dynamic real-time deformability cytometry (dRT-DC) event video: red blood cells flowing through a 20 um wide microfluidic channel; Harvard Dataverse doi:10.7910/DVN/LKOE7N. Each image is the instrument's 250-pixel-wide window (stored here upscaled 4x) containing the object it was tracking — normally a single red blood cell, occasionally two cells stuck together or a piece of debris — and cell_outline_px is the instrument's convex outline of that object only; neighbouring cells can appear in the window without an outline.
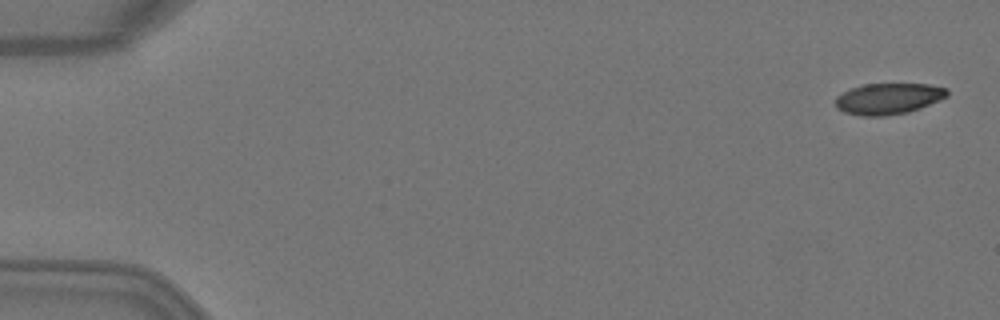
{"species": "Egyptian fruit bat (a non-hibernating species)", "species_latin": "Rousettus aegyptiacus", "temperature_condition": "warm", "stored_images_in_passage": 4, "camera_frame_rate_fps": 3000, "um_per_image_px": 0.085, "animal": {"sex": "female"}, "frame": {"image": 1, "passage_image": 1, "time_ms": 0.0, "image_size_px": [1000, 320], "cell_outline_px": [[948, 96], [940, 100], [920, 108], [908, 112], [884, 116], [860, 116], [844, 112], [836, 108], [836, 96], [860, 84], [928, 84], [948, 88]], "centroid_in_image_um": [75.52, 8.39], "position_along_channel_um": 9.5, "area_um2": 20.35}}
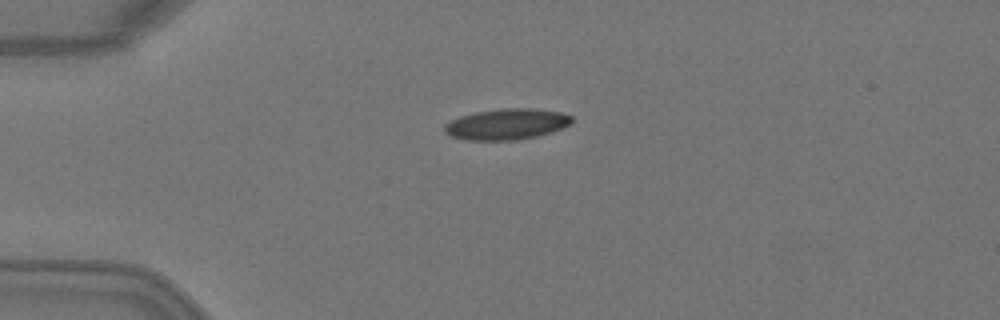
{"frame": {"image": 2, "passage_image": 4, "time_ms": 1.0, "image_size_px": [1000, 320], "cell_outline_px": [[576, 120], [572, 124], [552, 132], [536, 136], [516, 140], [468, 140], [448, 136], [444, 132], [444, 124], [460, 116], [476, 112], [504, 108], [532, 108], [560, 112], [572, 116]], "centroid_in_image_um": [43.09, 10.55], "position_along_channel_um": 41.9, "area_um2": 23.12}}